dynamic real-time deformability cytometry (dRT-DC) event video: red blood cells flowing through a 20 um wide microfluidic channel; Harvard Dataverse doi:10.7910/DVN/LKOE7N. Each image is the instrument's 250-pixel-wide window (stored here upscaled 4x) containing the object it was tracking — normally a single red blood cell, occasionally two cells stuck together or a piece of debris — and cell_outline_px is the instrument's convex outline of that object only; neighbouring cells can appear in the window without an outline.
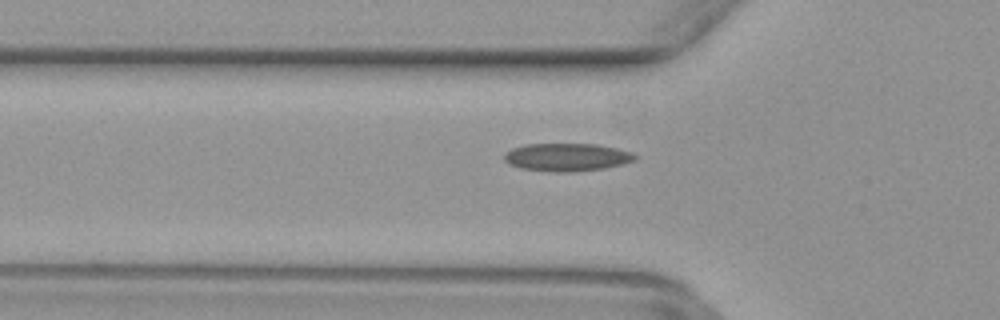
{"species": "common noctule bat (a hibernating species)", "species_latin": "Nyctalus noctula", "temperature_condition": "warm", "stored_images_in_passage": 27, "camera_frame_rate_fps": 3000, "um_per_image_px": 0.085, "animal": {"sex": "female", "body_mass_g": 29.2, "forearm_length_mm": 56.3}, "frame": {"image": 1, "passage_image": 3, "time_ms": 0.667, "image_size_px": [1000, 320], "cell_outline_px": [[636, 160], [624, 164], [604, 168], [572, 172], [556, 172], [520, 168], [508, 164], [504, 160], [504, 152], [512, 148], [524, 144], [596, 144], [616, 148], [632, 152], [636, 156]], "centroid_in_image_um": [48.17, 13.36], "position_along_channel_um": 77.6, "area_um2": 21.39}}
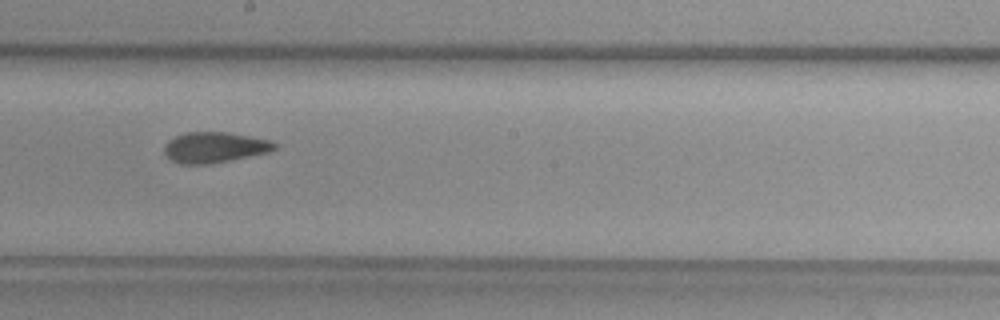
{"frame": {"image": 2, "passage_image": 14, "time_ms": 4.333, "image_size_px": [1000, 320], "cell_outline_px": [[276, 148], [268, 152], [208, 164], [180, 164], [172, 160], [164, 152], [164, 144], [168, 140], [184, 132], [228, 132], [272, 140], [276, 144]], "centroid_in_image_um": [18.22, 12.51], "position_along_channel_um": 230.0, "area_um2": 19.59}}
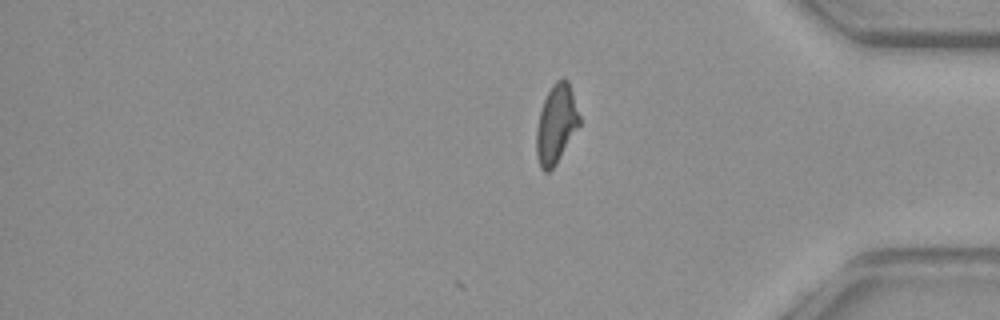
{"frame": {"image": 3, "passage_image": 27, "time_ms": 8.667, "image_size_px": [1000, 320], "cell_outline_px": [[580, 124], [556, 164], [548, 172], [544, 172], [540, 168], [536, 156], [536, 128], [540, 112], [544, 100], [552, 84], [556, 80], [568, 80], [580, 116]], "centroid_in_image_um": [47.26, 10.58], "position_along_channel_um": 387.9, "area_um2": 19.59}}